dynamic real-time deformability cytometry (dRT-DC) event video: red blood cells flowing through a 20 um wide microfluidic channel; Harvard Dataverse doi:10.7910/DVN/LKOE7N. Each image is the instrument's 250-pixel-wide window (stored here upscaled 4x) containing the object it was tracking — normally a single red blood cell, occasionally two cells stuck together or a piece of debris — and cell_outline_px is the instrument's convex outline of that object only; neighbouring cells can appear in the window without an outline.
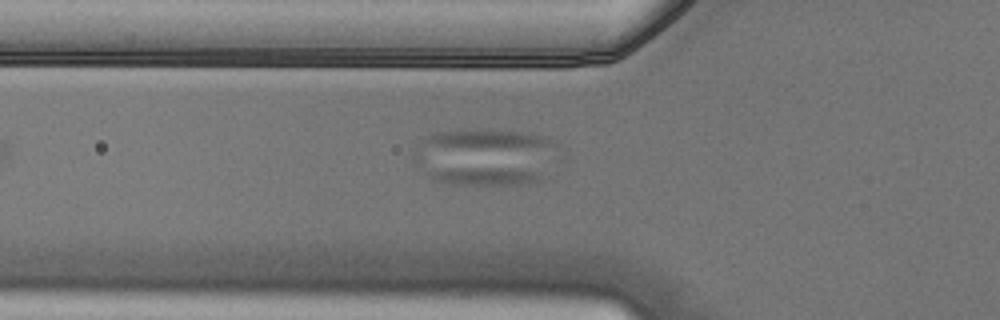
{"species": "Egyptian fruit bat (a non-hibernating species)", "species_latin": "Rousettus aegyptiacus", "temperature_condition": "cold", "stored_images_in_passage": 5, "camera_frame_rate_fps": 3000, "um_per_image_px": 0.085, "animal": {"sex": "male"}, "frame": {"image": 1, "passage_image": 5, "time_ms": 1.333, "image_size_px": [1000, 320], "cell_outline_px": [[548, 176], [540, 180], [520, 184], [452, 184], [432, 180], [428, 176], [428, 168], [500, 168], [540, 172]], "centroid_in_image_um": [41.12, 14.95], "position_along_channel_um": 84.7, "area_um2": 11.85}}